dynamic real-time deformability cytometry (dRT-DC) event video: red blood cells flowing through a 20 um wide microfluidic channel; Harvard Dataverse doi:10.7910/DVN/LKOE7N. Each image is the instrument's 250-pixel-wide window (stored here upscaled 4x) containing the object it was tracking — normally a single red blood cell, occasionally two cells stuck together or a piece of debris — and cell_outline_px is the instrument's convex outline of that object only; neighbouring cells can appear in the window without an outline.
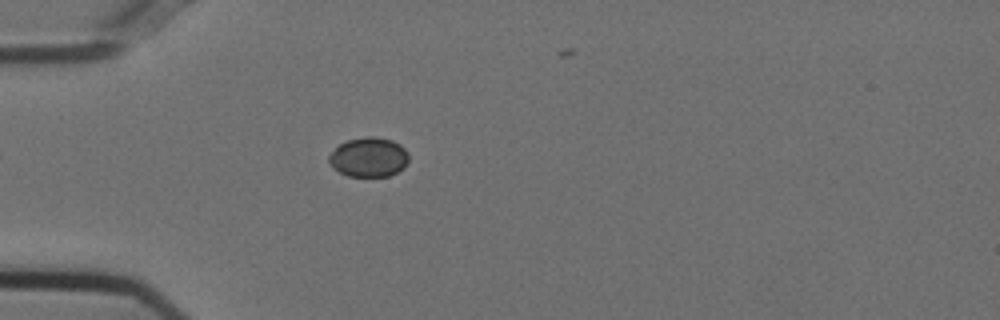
{"species": "Egyptian fruit bat (a non-hibernating species)", "species_latin": "Rousettus aegyptiacus", "temperature_condition": "cold", "stored_images_in_passage": 12, "camera_frame_rate_fps": 3000, "um_per_image_px": 0.085, "animal": {"sex": "female"}, "frame": {"image": 1, "passage_image": 1, "time_ms": 0.0, "image_size_px": [1000, 320], "cell_outline_px": [[408, 160], [404, 168], [388, 176], [348, 176], [332, 168], [328, 160], [328, 156], [340, 144], [348, 140], [368, 136], [372, 136], [392, 140], [400, 144], [408, 152]], "centroid_in_image_um": [31.35, 13.36], "position_along_channel_um": 53.7, "area_um2": 18.32}}
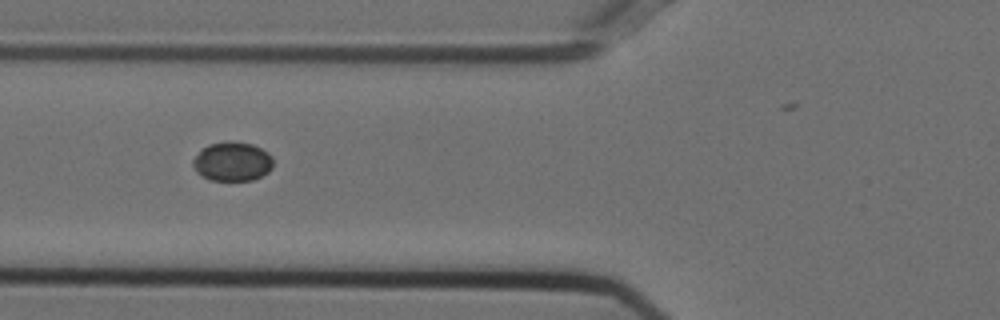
{"frame": {"image": 2, "passage_image": 6, "time_ms": 1.667, "image_size_px": [1000, 320], "cell_outline_px": [[272, 168], [268, 172], [252, 180], [208, 180], [200, 176], [196, 172], [192, 164], [192, 160], [208, 144], [232, 140], [252, 144], [268, 152], [272, 156]], "centroid_in_image_um": [19.74, 13.73], "position_along_channel_um": 106.1, "area_um2": 18.38}}
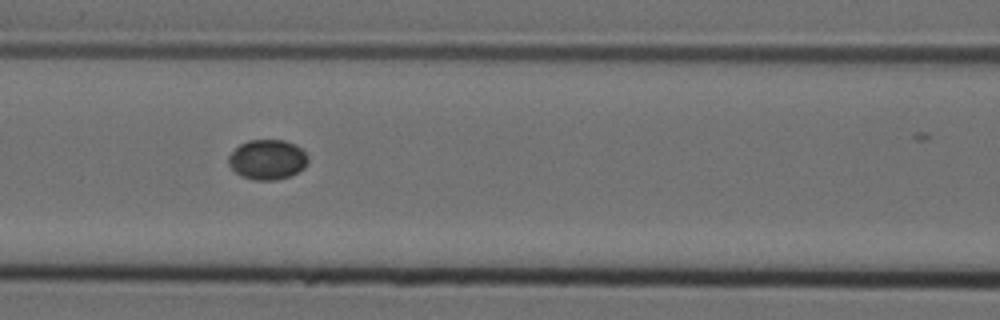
{"frame": {"image": 3, "passage_image": 9, "time_ms": 2.667, "image_size_px": [1000, 320], "cell_outline_px": [[308, 160], [304, 168], [288, 176], [276, 180], [256, 180], [240, 176], [228, 164], [228, 156], [240, 144], [248, 140], [284, 140], [296, 144], [308, 156]], "centroid_in_image_um": [22.72, 13.56], "position_along_channel_um": 143.9, "area_um2": 18.44}}